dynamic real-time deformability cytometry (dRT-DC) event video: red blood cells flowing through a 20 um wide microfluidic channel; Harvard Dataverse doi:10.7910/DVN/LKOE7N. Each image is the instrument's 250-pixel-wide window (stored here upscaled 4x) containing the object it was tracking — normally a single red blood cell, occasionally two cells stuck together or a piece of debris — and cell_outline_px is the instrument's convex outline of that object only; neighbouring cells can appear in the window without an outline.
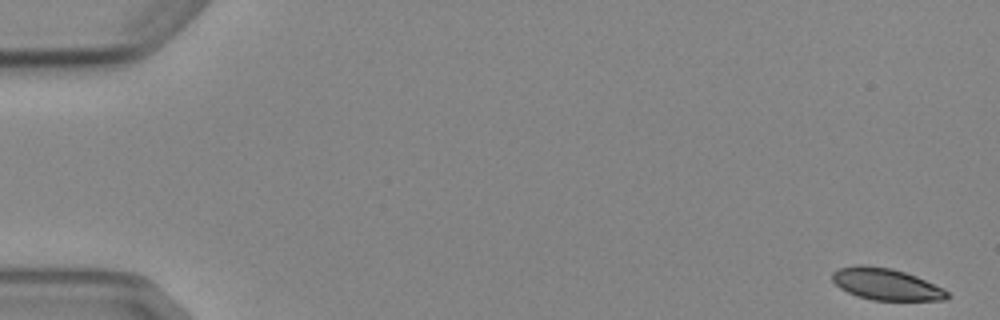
{"species": "Egyptian fruit bat (a non-hibernating species)", "species_latin": "Rousettus aegyptiacus", "temperature_condition": "cold", "stored_images_in_passage": 5, "camera_frame_rate_fps": 3000, "um_per_image_px": 0.085, "animal": {"sex": "female"}, "frame": {"image": 1, "passage_image": 1, "time_ms": 0.0, "image_size_px": [1000, 320], "cell_outline_px": [[948, 296], [944, 300], [872, 300], [856, 296], [840, 288], [832, 280], [832, 272], [840, 268], [860, 264], [864, 264], [892, 268], [916, 276], [944, 288], [948, 292]], "centroid_in_image_um": [75.3, 24.15], "position_along_channel_um": 9.7, "area_um2": 21.21}}
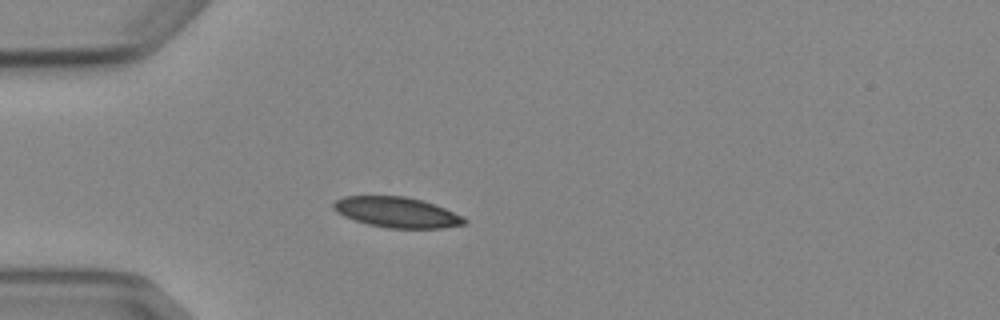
{"frame": {"image": 2, "passage_image": 5, "time_ms": 4.667, "image_size_px": [1000, 320], "cell_outline_px": [[468, 220], [464, 224], [444, 228], [388, 228], [368, 224], [344, 216], [336, 212], [332, 208], [332, 204], [336, 200], [344, 196], [404, 196], [420, 200], [444, 208], [464, 216]], "centroid_in_image_um": [33.73, 18.05], "position_along_channel_um": 51.3, "area_um2": 23.12}}